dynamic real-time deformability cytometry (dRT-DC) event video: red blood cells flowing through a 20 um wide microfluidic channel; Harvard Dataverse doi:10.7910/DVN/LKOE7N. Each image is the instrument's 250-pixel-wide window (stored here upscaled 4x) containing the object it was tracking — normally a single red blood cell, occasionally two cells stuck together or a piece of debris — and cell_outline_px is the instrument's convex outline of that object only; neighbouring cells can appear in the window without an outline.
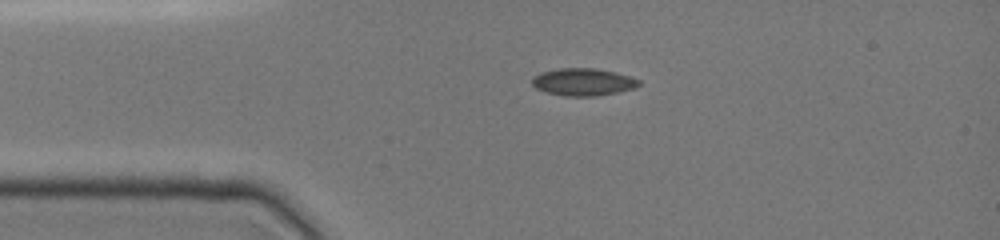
{"species": "common noctule bat (a hibernating species)", "species_latin": "Nyctalus noctula", "temperature_condition": "cold", "stored_images_in_passage": 5, "camera_frame_rate_fps": 3000, "um_per_image_px": 0.085, "animal": {"sex": "female", "body_mass_g": 19.0, "forearm_length_mm": 51.5}, "frame": {"image": 1, "passage_image": 4, "time_ms": 2.333, "image_size_px": [1000, 240], "cell_outline_px": [[640, 84], [636, 88], [596, 96], [564, 96], [544, 92], [536, 88], [532, 84], [532, 76], [540, 72], [560, 68], [596, 68], [616, 72], [632, 76], [640, 80]], "centroid_in_image_um": [49.56, 6.96], "position_along_channel_um": 35.4, "area_um2": 17.28}}